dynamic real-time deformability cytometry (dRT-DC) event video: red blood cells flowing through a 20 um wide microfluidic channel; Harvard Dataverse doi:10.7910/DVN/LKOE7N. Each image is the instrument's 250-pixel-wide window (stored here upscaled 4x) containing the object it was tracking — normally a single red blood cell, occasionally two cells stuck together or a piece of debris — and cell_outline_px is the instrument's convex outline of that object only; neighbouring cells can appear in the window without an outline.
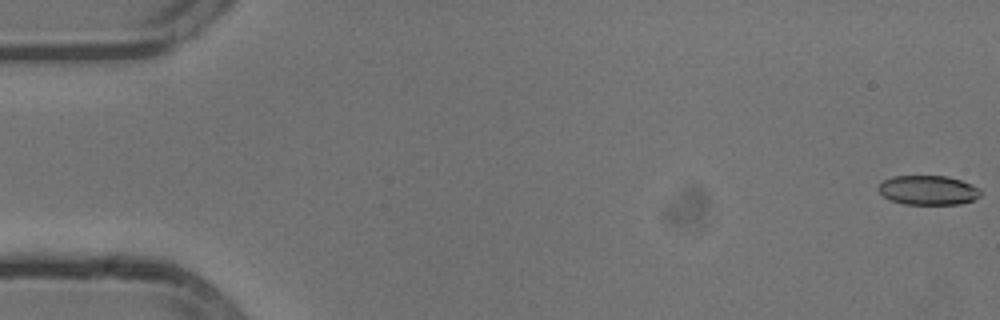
{"species": "common noctule bat (a hibernating species)", "species_latin": "Nyctalus noctula", "temperature_condition": "cold", "stored_images_in_passage": 54, "camera_frame_rate_fps": 3000, "um_per_image_px": 0.085, "animal": {"sex": "male", "body_mass_g": 13.3}, "frame": {"image": 1, "passage_image": 1, "time_ms": 0.0, "image_size_px": [1000, 320], "cell_outline_px": [[980, 196], [972, 200], [960, 204], [904, 204], [892, 200], [884, 196], [876, 188], [884, 180], [892, 176], [948, 176], [972, 184], [980, 188]], "centroid_in_image_um": [78.9, 16.16], "position_along_channel_um": 6.1, "area_um2": 17.46}}
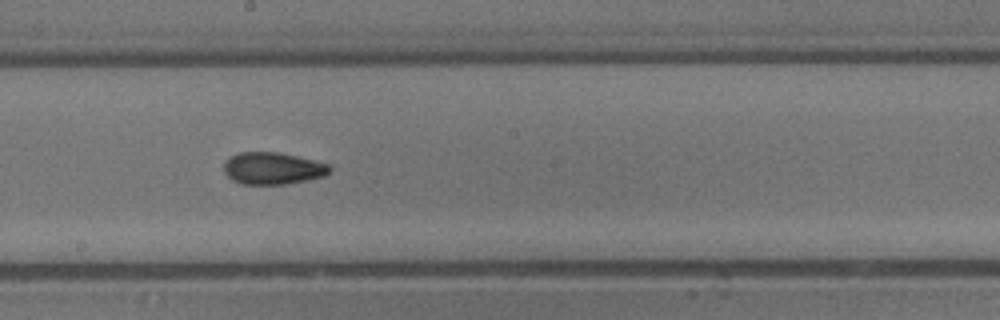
{"frame": {"image": 2, "passage_image": 30, "time_ms": 9.667, "image_size_px": [1000, 320], "cell_outline_px": [[332, 168], [324, 176], [284, 184], [244, 184], [232, 180], [224, 172], [224, 164], [232, 156], [240, 152], [280, 152], [328, 164]], "centroid_in_image_um": [23.17, 14.3], "position_along_channel_um": 225.0, "area_um2": 19.42}}
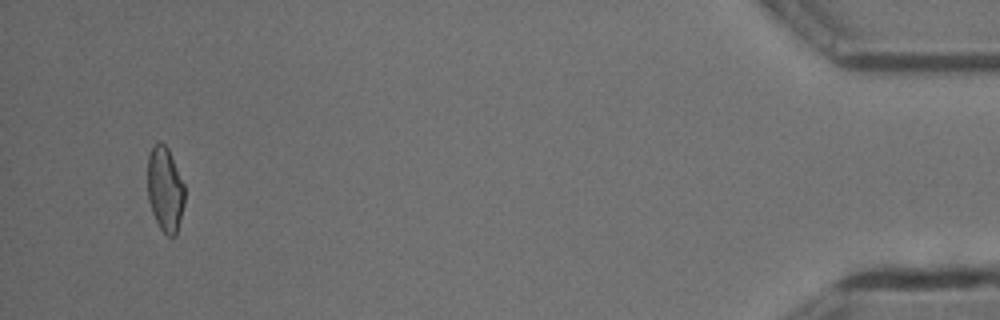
{"frame": {"image": 3, "passage_image": 52, "time_ms": 17.0, "image_size_px": [1000, 320], "cell_outline_px": [[184, 204], [176, 236], [168, 236], [160, 228], [152, 212], [148, 200], [148, 156], [152, 148], [160, 140], [168, 148], [184, 184]], "centroid_in_image_um": [14.03, 16.09], "position_along_channel_um": 421.2, "area_um2": 18.21}, "authors_computed_cell_mechanics": {"area_um2": 19.0162, "velocity_mm_per_s": 3.8244, "shape_relaxation_time_tau1_ms": null, "shape_relaxation_time_tau2_ms": 3.0969, "deformation_change_tau1": null, "deformation_change_tau2": 0.0849}}